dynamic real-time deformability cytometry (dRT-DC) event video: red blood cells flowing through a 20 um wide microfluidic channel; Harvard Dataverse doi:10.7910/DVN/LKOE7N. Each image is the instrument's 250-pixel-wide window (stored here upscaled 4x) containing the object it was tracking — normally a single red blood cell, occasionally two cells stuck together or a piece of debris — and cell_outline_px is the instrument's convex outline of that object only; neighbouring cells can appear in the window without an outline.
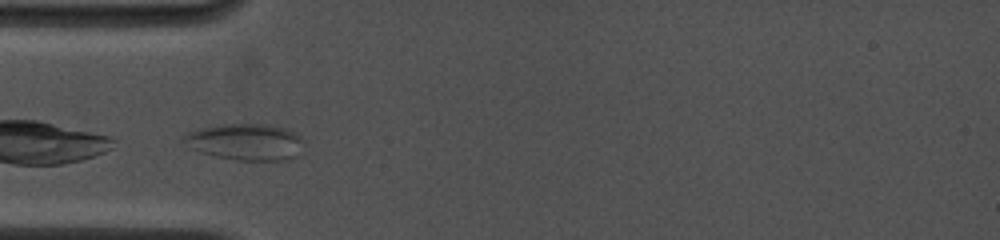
{"species": "common noctule bat (a hibernating species)", "species_latin": "Nyctalus noctula", "temperature_condition": "cold", "stored_images_in_passage": 4, "camera_frame_rate_fps": 4500, "um_per_image_px": 0.085, "animal": {"sex": "female", "body_mass_g": 19.0, "forearm_length_mm": 53.3}, "frame": {"image": 1, "passage_image": 2, "time_ms": 0.222, "image_size_px": [1000, 240], "cell_outline_px": [[300, 140], [292, 156], [280, 160], [236, 160], [216, 156], [200, 152], [192, 148], [180, 140], [188, 132], [196, 128], [220, 124], [268, 124], [288, 128], [300, 136]], "centroid_in_image_um": [20.74, 12.02], "position_along_channel_um": 64.3, "area_um2": 25.03}}